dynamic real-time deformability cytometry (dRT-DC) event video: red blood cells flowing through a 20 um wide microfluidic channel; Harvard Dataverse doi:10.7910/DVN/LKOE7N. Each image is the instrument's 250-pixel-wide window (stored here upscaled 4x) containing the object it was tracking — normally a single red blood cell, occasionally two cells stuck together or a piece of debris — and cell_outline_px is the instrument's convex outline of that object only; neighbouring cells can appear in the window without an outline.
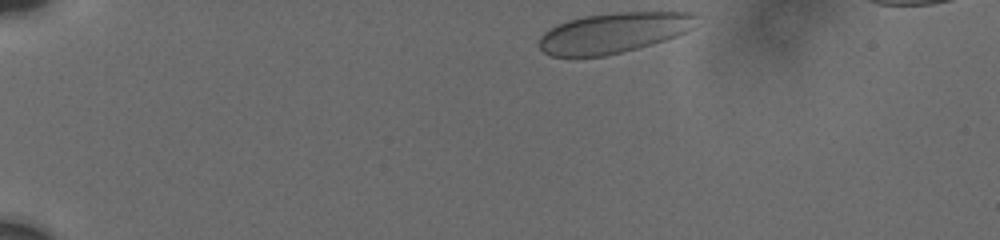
{"species": "human", "species_latin": "Homo sapiens", "temperature_condition": "cold", "stored_images_in_passage": 18, "camera_frame_rate_fps": 3000, "um_per_image_px": 0.085, "donor": {"sex": "male"}, "frame": {"image": 1, "passage_image": 1, "time_ms": 0.0, "image_size_px": [1000, 240], "cell_outline_px": [[700, 16], [692, 28], [676, 36], [652, 44], [604, 56], [552, 56], [544, 52], [540, 48], [540, 36], [544, 32], [568, 20], [584, 16], [616, 12], [692, 12]], "centroid_in_image_um": [52.19, 2.77], "position_along_channel_um": 32.8, "area_um2": 36.65}}
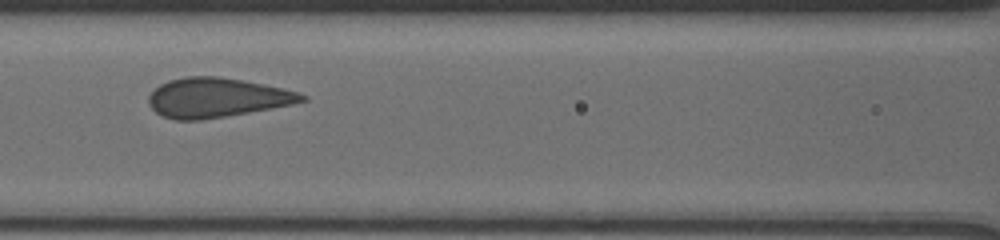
{"frame": {"image": 2, "passage_image": 15, "time_ms": 5.333, "image_size_px": [1000, 240], "cell_outline_px": [[308, 100], [292, 104], [248, 112], [200, 120], [176, 120], [164, 116], [156, 112], [148, 104], [148, 96], [160, 84], [168, 80], [188, 76], [220, 76], [244, 80], [284, 88], [308, 96]], "centroid_in_image_um": [18.42, 8.29], "position_along_channel_um": 148.2, "area_um2": 35.08}}
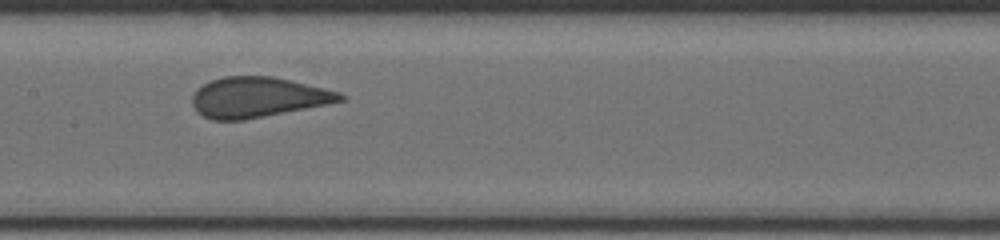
{"frame": {"image": 3, "passage_image": 17, "time_ms": 6.333, "image_size_px": [1000, 240], "cell_outline_px": [[348, 96], [344, 100], [244, 120], [212, 120], [204, 116], [192, 104], [192, 96], [196, 88], [212, 80], [224, 76], [272, 76], [324, 88], [340, 92]], "centroid_in_image_um": [21.9, 8.26], "position_along_channel_um": 185.5, "area_um2": 34.28}}